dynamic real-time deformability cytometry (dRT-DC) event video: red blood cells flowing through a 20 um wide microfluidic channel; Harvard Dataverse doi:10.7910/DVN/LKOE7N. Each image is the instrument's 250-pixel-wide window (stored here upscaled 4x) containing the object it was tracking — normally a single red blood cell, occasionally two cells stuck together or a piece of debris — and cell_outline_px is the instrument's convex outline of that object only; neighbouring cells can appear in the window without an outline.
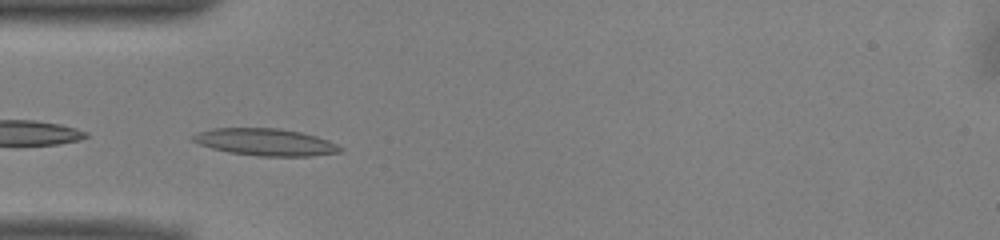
{"species": "common noctule bat (a hibernating species)", "species_latin": "Nyctalus noctula", "temperature_condition": "warm", "stored_images_in_passage": 48, "camera_frame_rate_fps": 3000, "um_per_image_px": 0.085, "animal": {"sex": "male", "body_mass_g": 13.0, "forearm_length_mm": 53.1}, "frame": {"image": 1, "passage_image": 13, "time_ms": 4.0, "image_size_px": [1000, 240], "cell_outline_px": [[344, 152], [312, 156], [260, 156], [228, 152], [212, 148], [200, 144], [192, 140], [188, 136], [196, 132], [212, 128], [280, 128], [300, 132], [316, 136], [328, 140], [344, 148]], "centroid_in_image_um": [22.56, 12.07], "position_along_channel_um": 62.4, "area_um2": 23.47}}
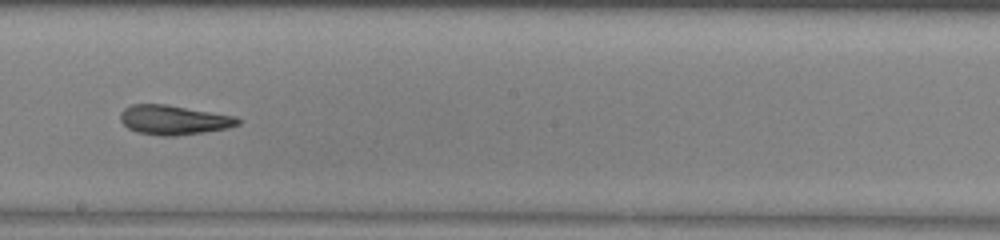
{"frame": {"image": 2, "passage_image": 26, "time_ms": 8.333, "image_size_px": [1000, 240], "cell_outline_px": [[240, 124], [228, 128], [204, 132], [176, 136], [160, 136], [136, 132], [128, 128], [120, 120], [120, 112], [124, 108], [132, 104], [168, 104], [236, 116], [240, 120]], "centroid_in_image_um": [14.76, 10.19], "position_along_channel_um": 233.4, "area_um2": 20.4}}
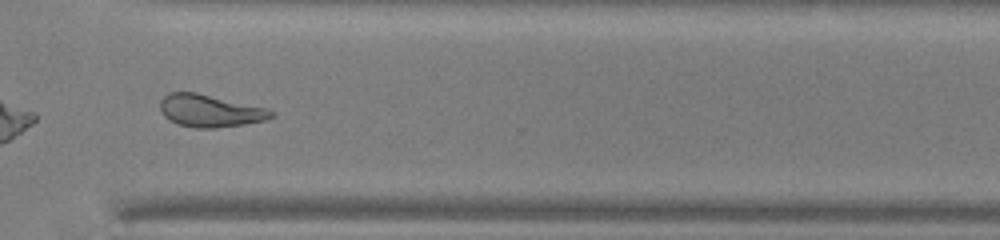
{"frame": {"image": 3, "passage_image": 35, "time_ms": 11.333, "image_size_px": [1000, 240], "cell_outline_px": [[276, 112], [272, 116], [264, 120], [244, 124], [216, 128], [196, 128], [176, 124], [168, 120], [164, 116], [160, 108], [160, 100], [168, 92], [196, 92], [264, 108]], "centroid_in_image_um": [17.78, 9.42], "position_along_channel_um": 352.8, "area_um2": 20.81}, "authors_computed_cell_mechanics": {"area_um2": 21.7039, "velocity_mm_per_s": 3.9657, "shape_relaxation_time_tau1_ms": null, "shape_relaxation_time_tau2_ms": 2.6283, "deformation_change_tau1": null, "deformation_change_tau2": 0.1205}}